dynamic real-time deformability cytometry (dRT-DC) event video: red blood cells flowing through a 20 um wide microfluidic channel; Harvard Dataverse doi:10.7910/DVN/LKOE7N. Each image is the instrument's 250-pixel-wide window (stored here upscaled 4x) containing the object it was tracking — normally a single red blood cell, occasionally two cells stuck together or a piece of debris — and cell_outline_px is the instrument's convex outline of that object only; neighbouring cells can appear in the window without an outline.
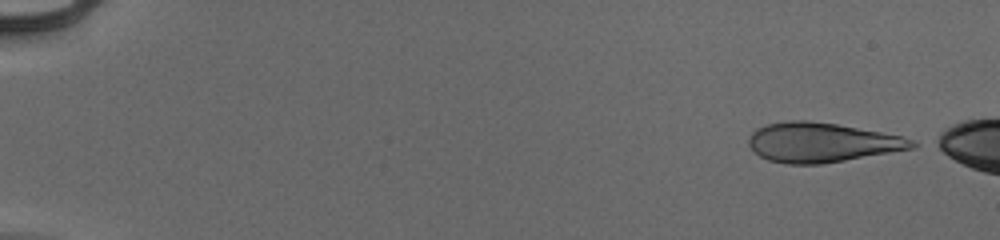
{"species": "human", "species_latin": "Homo sapiens", "temperature_condition": "cold", "stored_images_in_passage": 52, "camera_frame_rate_fps": 3000, "um_per_image_px": 0.085, "donor": {"sex": "male"}, "frame": {"image": 1, "passage_image": 1, "time_ms": 0.0, "image_size_px": [1000, 240], "cell_outline_px": [[916, 148], [820, 164], [788, 164], [768, 160], [760, 156], [748, 144], [748, 140], [752, 132], [756, 128], [768, 124], [788, 120], [808, 120], [836, 124], [880, 132], [900, 136], [912, 140], [916, 144]], "centroid_in_image_um": [69.81, 12.1], "position_along_channel_um": 15.2, "area_um2": 37.28}}
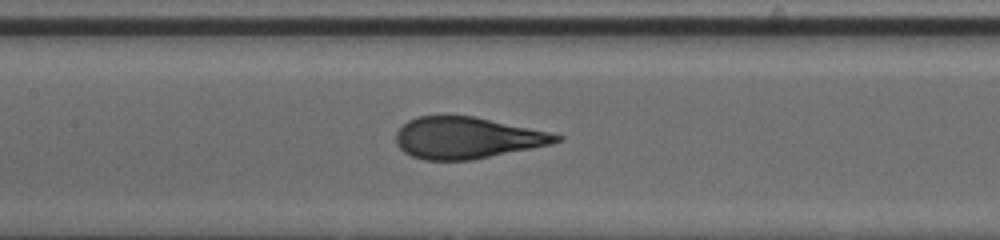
{"frame": {"image": 2, "passage_image": 25, "time_ms": 8.0, "image_size_px": [1000, 240], "cell_outline_px": [[564, 140], [552, 144], [472, 160], [424, 160], [412, 156], [404, 152], [396, 144], [396, 132], [408, 120], [416, 116], [472, 116], [548, 132], [564, 136]], "centroid_in_image_um": [39.68, 11.73], "position_along_channel_um": 167.7, "area_um2": 38.55}}
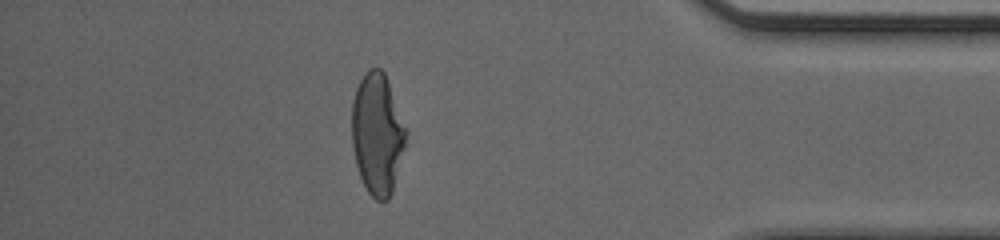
{"frame": {"image": 3, "passage_image": 45, "time_ms": 14.667, "image_size_px": [1000, 240], "cell_outline_px": [[408, 132], [404, 148], [392, 192], [388, 200], [376, 200], [368, 192], [360, 176], [356, 164], [352, 144], [352, 100], [356, 88], [364, 72], [368, 68], [380, 68], [384, 72], [408, 128]], "centroid_in_image_um": [32.08, 11.34], "position_along_channel_um": 403.1, "area_um2": 38.49}, "authors_computed_cell_mechanics": {"area_um2": 39.1017, "velocity_mm_per_s": 3.9635, "shape_relaxation_time_tau1_ms": 3.9536, "shape_relaxation_time_tau2_ms": null, "deformation_change_tau1": 0.2175, "deformation_change_tau2": null}}